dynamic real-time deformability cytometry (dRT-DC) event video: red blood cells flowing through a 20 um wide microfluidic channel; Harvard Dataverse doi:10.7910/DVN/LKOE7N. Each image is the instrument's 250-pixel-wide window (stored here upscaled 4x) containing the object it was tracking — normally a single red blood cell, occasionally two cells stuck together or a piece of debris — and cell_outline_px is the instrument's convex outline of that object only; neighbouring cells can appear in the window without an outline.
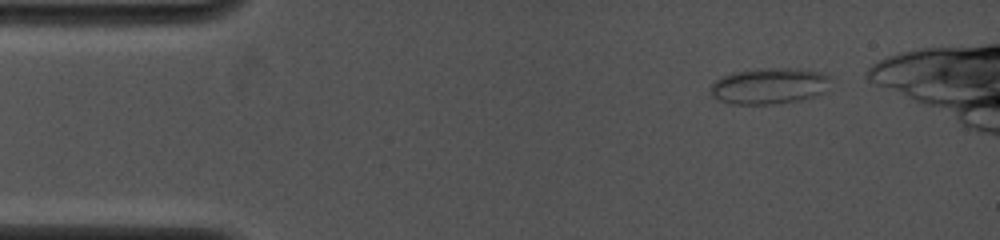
{"species": "common noctule bat (a hibernating species)", "species_latin": "Nyctalus noctula", "temperature_condition": "cold", "stored_images_in_passage": 36, "camera_frame_rate_fps": 4000, "um_per_image_px": 0.085, "animal": {"sex": "female", "body_mass_g": 19.0, "forearm_length_mm": 53.3}, "frame": {"image": 1, "passage_image": 1, "time_ms": 0.0, "image_size_px": [1000, 240], "cell_outline_px": [[832, 76], [824, 92], [820, 96], [800, 100], [772, 104], [732, 104], [720, 100], [712, 96], [712, 84], [716, 80], [732, 72], [760, 68], [796, 68], [820, 72]], "centroid_in_image_um": [65.44, 7.3], "position_along_channel_um": 19.6, "area_um2": 25.37}}
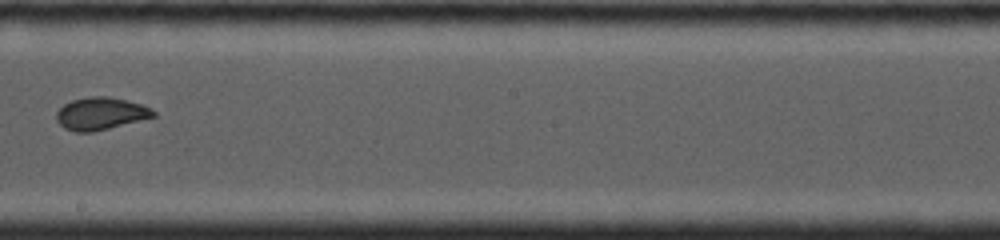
{"frame": {"image": 2, "passage_image": 21, "time_ms": 7.25, "image_size_px": [1000, 240], "cell_outline_px": [[156, 116], [92, 132], [76, 132], [64, 128], [56, 120], [56, 112], [64, 104], [72, 100], [88, 96], [108, 96], [140, 104], [152, 108], [156, 112]], "centroid_in_image_um": [8.53, 9.65], "position_along_channel_um": 239.7, "area_um2": 18.21}}
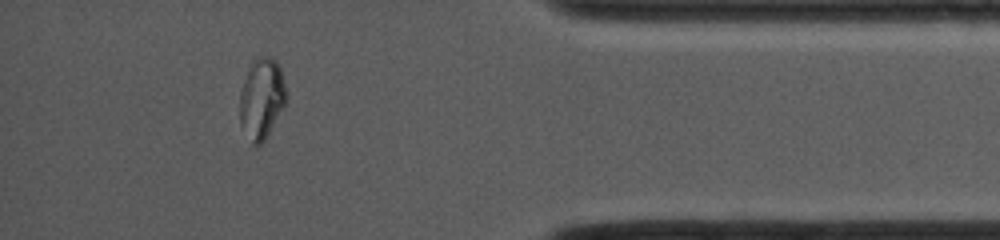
{"frame": {"image": 3, "passage_image": 35, "time_ms": 12.0, "image_size_px": [1000, 240], "cell_outline_px": [[288, 100], [264, 140], [256, 148], [252, 144], [240, 124], [240, 92], [244, 80], [252, 60], [260, 56], [268, 56], [276, 60], [280, 68], [288, 92]], "centroid_in_image_um": [22.26, 8.36], "position_along_channel_um": 412.9, "area_um2": 22.02}}